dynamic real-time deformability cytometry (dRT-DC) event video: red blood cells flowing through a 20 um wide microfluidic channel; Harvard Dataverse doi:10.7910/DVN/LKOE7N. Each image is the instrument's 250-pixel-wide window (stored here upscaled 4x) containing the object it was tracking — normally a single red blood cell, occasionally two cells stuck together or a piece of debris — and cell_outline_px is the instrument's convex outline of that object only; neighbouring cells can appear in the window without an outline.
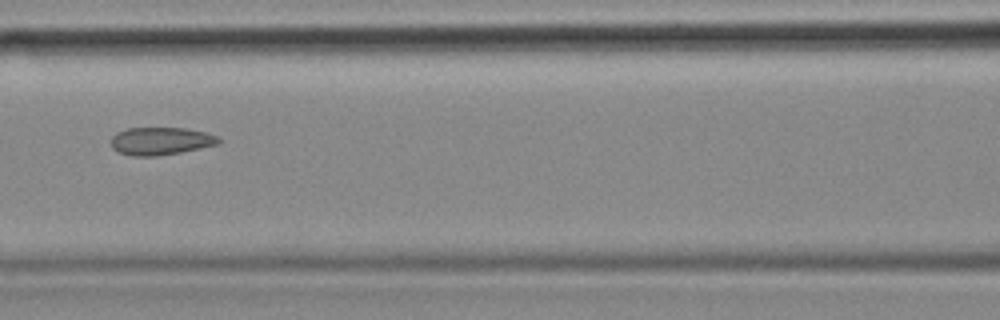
{"species": "common noctule bat (a hibernating species)", "species_latin": "Nyctalus noctula", "temperature_condition": "cold", "stored_images_in_passage": 34, "camera_frame_rate_fps": 3000, "um_per_image_px": 0.085, "animal": {"sex": "female", "body_mass_g": 18.4}, "frame": {"image": 1, "passage_image": 10, "time_ms": 3.0, "image_size_px": [1000, 320], "cell_outline_px": [[220, 144], [180, 152], [156, 156], [132, 156], [120, 152], [112, 148], [112, 136], [116, 132], [128, 128], [184, 128], [204, 132], [220, 136]], "centroid_in_image_um": [13.68, 11.98], "position_along_channel_um": 152.9, "area_um2": 17.34}, "authors_computed_cell_mechanics": {"area_um2": 17.5134, "velocity_mm_per_s": 3.6783, "shape_relaxation_time_tau1_ms": null, "shape_relaxation_time_tau2_ms": 2.8285, "deformation_change_tau1": null, "deformation_change_tau2": 0.0842}}